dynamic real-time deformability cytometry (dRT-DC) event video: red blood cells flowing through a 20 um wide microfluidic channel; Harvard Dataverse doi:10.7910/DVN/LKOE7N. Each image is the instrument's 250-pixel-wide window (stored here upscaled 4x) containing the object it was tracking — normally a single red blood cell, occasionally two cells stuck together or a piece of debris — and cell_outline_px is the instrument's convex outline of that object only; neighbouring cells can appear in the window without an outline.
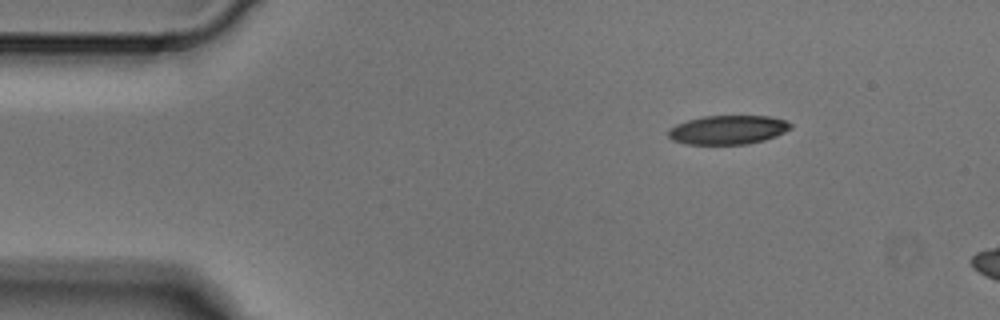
{"species": "Egyptian fruit bat (a non-hibernating species)", "species_latin": "Rousettus aegyptiacus", "temperature_condition": "cold", "stored_images_in_passage": 2, "camera_frame_rate_fps": 3000, "um_per_image_px": 0.085, "animal": {"sex": "male"}, "frame": {"image": 1, "passage_image": 1, "time_ms": 0.0, "image_size_px": [1000, 320], "cell_outline_px": [[792, 128], [776, 136], [764, 140], [748, 144], [684, 144], [672, 140], [668, 136], [668, 128], [676, 124], [700, 116], [768, 116], [784, 120], [792, 124]], "centroid_in_image_um": [61.84, 11.03], "position_along_channel_um": 23.2, "area_um2": 20.75}}